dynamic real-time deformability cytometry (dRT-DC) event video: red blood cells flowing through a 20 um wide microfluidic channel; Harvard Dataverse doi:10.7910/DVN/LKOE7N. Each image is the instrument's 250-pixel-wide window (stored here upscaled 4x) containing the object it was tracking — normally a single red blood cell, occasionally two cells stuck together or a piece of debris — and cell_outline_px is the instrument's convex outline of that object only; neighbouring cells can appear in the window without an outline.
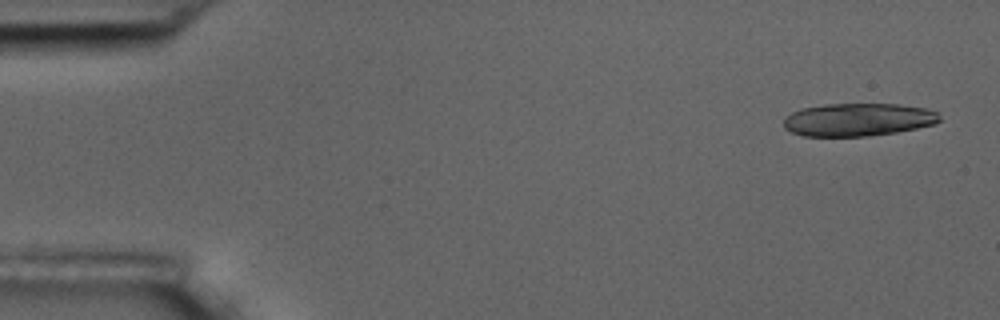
{"species": "common noctule bat (a hibernating species)", "species_latin": "Nyctalus noctula", "temperature_condition": "room temperature", "stored_images_in_passage": 4, "camera_frame_rate_fps": 3000, "um_per_image_px": 0.085, "animal": {"sex": "male", "body_mass_g": 17.5, "forearm_length_mm": 52.3}, "frame": {"image": 1, "passage_image": 1, "time_ms": 0.0, "image_size_px": [1000, 320], "cell_outline_px": [[940, 120], [936, 124], [896, 132], [868, 136], [804, 136], [792, 132], [784, 128], [784, 116], [800, 108], [824, 104], [900, 104], [928, 108], [940, 112]], "centroid_in_image_um": [72.95, 10.16], "position_along_channel_um": 12.0, "area_um2": 30.23}}